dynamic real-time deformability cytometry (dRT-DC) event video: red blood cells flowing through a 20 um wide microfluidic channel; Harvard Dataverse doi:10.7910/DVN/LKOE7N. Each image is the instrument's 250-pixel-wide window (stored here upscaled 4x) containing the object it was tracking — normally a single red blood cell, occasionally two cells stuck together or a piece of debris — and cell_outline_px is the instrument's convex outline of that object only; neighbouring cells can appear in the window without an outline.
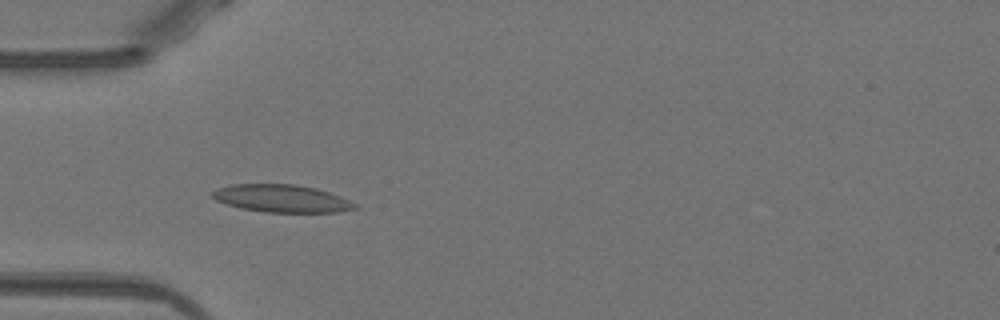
{"species": "Egyptian fruit bat (a non-hibernating species)", "species_latin": "Rousettus aegyptiacus", "temperature_condition": "warm", "stored_images_in_passage": 7, "camera_frame_rate_fps": 3000, "um_per_image_px": 0.085, "animal": {"sex": "female"}, "frame": {"image": 1, "passage_image": 3, "time_ms": 0.667, "image_size_px": [1000, 320], "cell_outline_px": [[356, 208], [340, 212], [264, 212], [240, 208], [216, 200], [212, 196], [212, 192], [216, 188], [232, 184], [296, 184], [316, 188], [340, 196], [356, 204]], "centroid_in_image_um": [23.92, 16.86], "position_along_channel_um": 61.1, "area_um2": 22.83}}
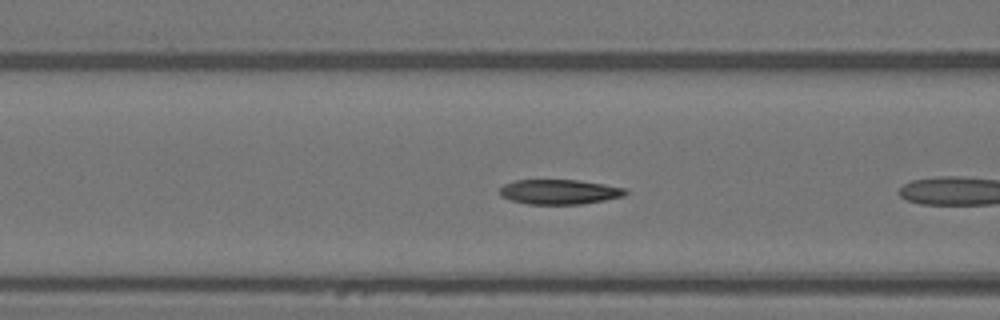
{"frame": {"image": 2, "passage_image": 5, "time_ms": 1.333, "image_size_px": [1000, 320], "cell_outline_px": [[628, 192], [624, 196], [604, 200], [580, 204], [528, 204], [512, 200], [500, 196], [500, 188], [504, 184], [516, 180], [580, 180], [604, 184], [624, 188]], "centroid_in_image_um": [47.54, 16.3], "position_along_channel_um": 119.1, "area_um2": 18.09}}